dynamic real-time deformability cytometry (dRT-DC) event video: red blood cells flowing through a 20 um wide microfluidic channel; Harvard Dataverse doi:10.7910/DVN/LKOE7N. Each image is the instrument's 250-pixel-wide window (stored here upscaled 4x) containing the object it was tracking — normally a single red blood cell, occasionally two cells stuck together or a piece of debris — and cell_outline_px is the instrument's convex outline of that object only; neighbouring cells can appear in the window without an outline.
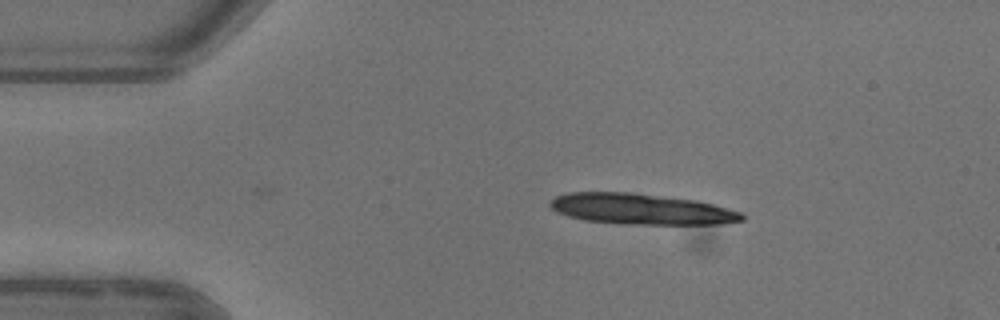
{"species": "common noctule bat (a hibernating species)", "species_latin": "Nyctalus noctula", "temperature_condition": "warm", "stored_images_in_passage": 4, "camera_frame_rate_fps": 3000, "um_per_image_px": 0.085, "animal": {"sex": "female"}, "frame": {"image": 1, "passage_image": 1, "time_ms": 0.0, "image_size_px": [1000, 320], "cell_outline_px": [[744, 220], [720, 224], [624, 224], [584, 220], [568, 216], [556, 212], [548, 204], [556, 196], [568, 192], [632, 192], [696, 200], [744, 212]], "centroid_in_image_um": [54.51, 17.77], "position_along_channel_um": 30.5, "area_um2": 34.56}}
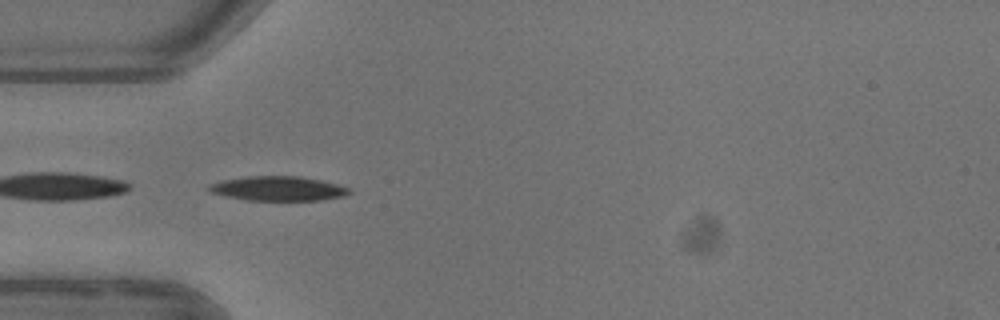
{"frame": {"image": 2, "passage_image": 3, "time_ms": 2.333, "image_size_px": [1000, 320], "cell_outline_px": [[352, 192], [344, 196], [320, 200], [248, 200], [224, 196], [212, 192], [208, 188], [212, 184], [224, 180], [248, 176], [300, 176], [320, 180], [336, 184], [348, 188]], "centroid_in_image_um": [23.67, 16.03], "position_along_channel_um": 61.3, "area_um2": 19.71}}
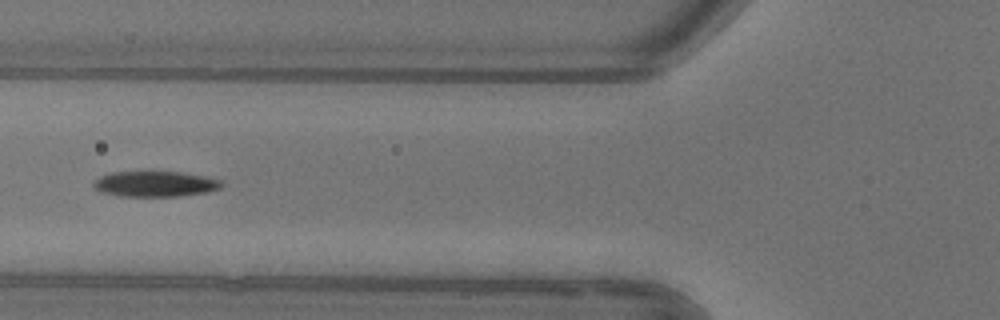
{"frame": {"image": 3, "passage_image": 4, "time_ms": 3.667, "image_size_px": [1000, 320], "cell_outline_px": [[224, 184], [220, 188], [208, 192], [180, 196], [120, 196], [100, 192], [92, 184], [92, 180], [100, 176], [112, 172], [180, 172], [204, 176], [220, 180]], "centroid_in_image_um": [13.17, 15.64], "position_along_channel_um": 112.6, "area_um2": 19.07}}